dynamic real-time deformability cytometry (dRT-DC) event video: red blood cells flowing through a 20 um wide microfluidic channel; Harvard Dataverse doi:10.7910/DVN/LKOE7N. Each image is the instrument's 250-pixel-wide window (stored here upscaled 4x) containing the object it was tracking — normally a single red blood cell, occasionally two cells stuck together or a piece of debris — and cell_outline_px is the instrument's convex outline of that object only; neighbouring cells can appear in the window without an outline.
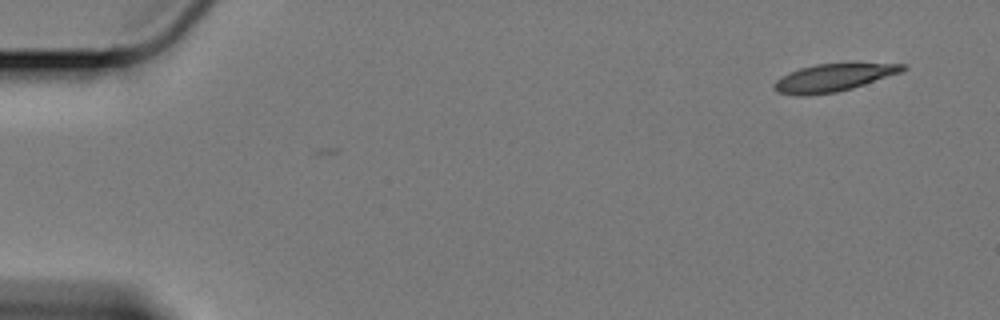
{"species": "Egyptian fruit bat (a non-hibernating species)", "species_latin": "Rousettus aegyptiacus", "temperature_condition": "cold", "stored_images_in_passage": 5, "camera_frame_rate_fps": 3000, "um_per_image_px": 0.085, "animal": {"sex": "female"}, "frame": {"image": 1, "passage_image": 5, "time_ms": 1.333, "image_size_px": [1000, 320], "cell_outline_px": [[908, 68], [900, 72], [852, 88], [836, 92], [804, 96], [800, 96], [776, 92], [772, 88], [772, 84], [780, 76], [788, 72], [800, 68], [816, 64], [856, 60], [908, 64]], "centroid_in_image_um": [70.88, 6.54], "position_along_channel_um": 14.1, "area_um2": 21.79}}